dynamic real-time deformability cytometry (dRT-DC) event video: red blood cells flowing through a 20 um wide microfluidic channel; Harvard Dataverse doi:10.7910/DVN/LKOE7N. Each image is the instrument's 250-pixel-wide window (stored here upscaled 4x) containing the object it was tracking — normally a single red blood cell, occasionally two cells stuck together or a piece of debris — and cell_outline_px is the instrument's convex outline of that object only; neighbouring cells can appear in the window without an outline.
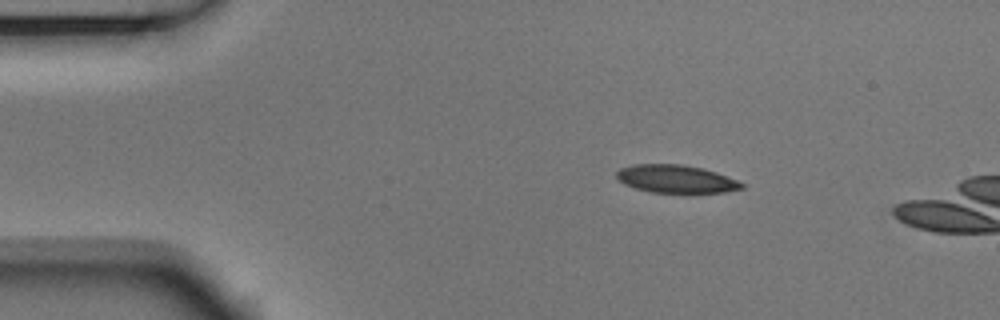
{"species": "Egyptian fruit bat (a non-hibernating species)", "species_latin": "Rousettus aegyptiacus", "temperature_condition": "room temperature", "stored_images_in_passage": 4, "camera_frame_rate_fps": 3000, "um_per_image_px": 0.085, "animal": {"sex": "male"}, "frame": {"image": 1, "passage_image": 2, "time_ms": 0.333, "image_size_px": [1000, 320], "cell_outline_px": [[744, 188], [724, 192], [648, 192], [624, 184], [616, 176], [616, 172], [620, 168], [636, 164], [680, 164], [704, 168], [716, 172], [736, 180], [744, 184]], "centroid_in_image_um": [57.45, 15.2], "position_along_channel_um": 27.6, "area_um2": 20.17}}